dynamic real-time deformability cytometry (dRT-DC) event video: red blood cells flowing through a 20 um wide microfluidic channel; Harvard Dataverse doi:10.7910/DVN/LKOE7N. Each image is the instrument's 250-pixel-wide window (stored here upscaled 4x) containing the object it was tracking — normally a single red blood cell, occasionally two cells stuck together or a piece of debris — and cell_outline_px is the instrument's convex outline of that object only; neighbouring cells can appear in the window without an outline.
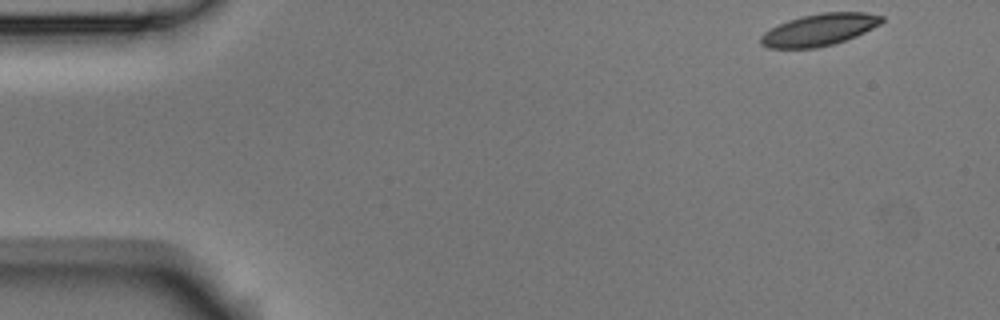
{"species": "Egyptian fruit bat (a non-hibernating species)", "species_latin": "Rousettus aegyptiacus", "temperature_condition": "room temperature", "stored_images_in_passage": 4, "camera_frame_rate_fps": 3000, "um_per_image_px": 0.085, "animal": {"sex": "male"}, "frame": {"image": 1, "passage_image": 1, "time_ms": 0.0, "image_size_px": [1000, 320], "cell_outline_px": [[884, 20], [880, 24], [856, 36], [832, 44], [816, 48], [768, 48], [760, 44], [760, 36], [764, 32], [788, 20], [804, 16], [824, 12], [864, 12], [884, 16]], "centroid_in_image_um": [69.64, 2.53], "position_along_channel_um": 15.4, "area_um2": 22.31}}